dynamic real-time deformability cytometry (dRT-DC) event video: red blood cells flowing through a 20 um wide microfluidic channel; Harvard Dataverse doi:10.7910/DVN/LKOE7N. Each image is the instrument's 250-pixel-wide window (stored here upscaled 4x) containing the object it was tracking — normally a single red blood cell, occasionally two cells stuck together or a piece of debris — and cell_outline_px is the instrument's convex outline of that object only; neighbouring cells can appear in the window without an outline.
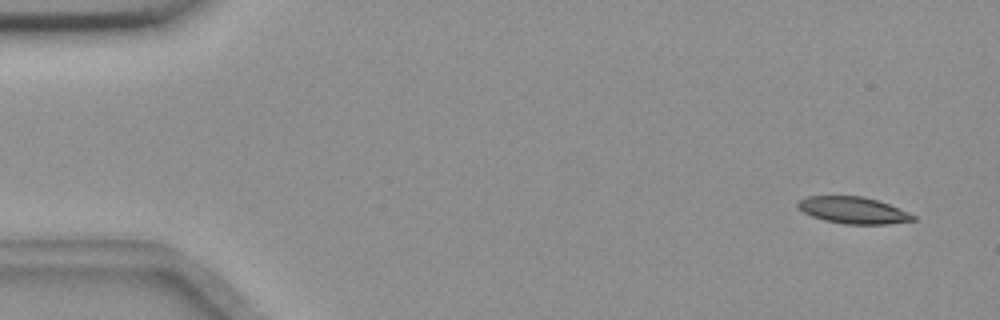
{"species": "common noctule bat (a hibernating species)", "species_latin": "Nyctalus noctula", "temperature_condition": "room temperature", "stored_images_in_passage": 55, "camera_frame_rate_fps": 3000, "um_per_image_px": 0.085, "animal": {"sex": "female", "body_mass_g": 18.4}, "frame": {"image": 1, "passage_image": 3, "time_ms": 0.667, "image_size_px": [1000, 320], "cell_outline_px": [[916, 220], [888, 224], [844, 224], [824, 220], [812, 216], [804, 212], [796, 204], [800, 200], [808, 196], [864, 196], [888, 204], [908, 212], [916, 216]], "centroid_in_image_um": [72.54, 17.87], "position_along_channel_um": 12.5, "area_um2": 17.8}}
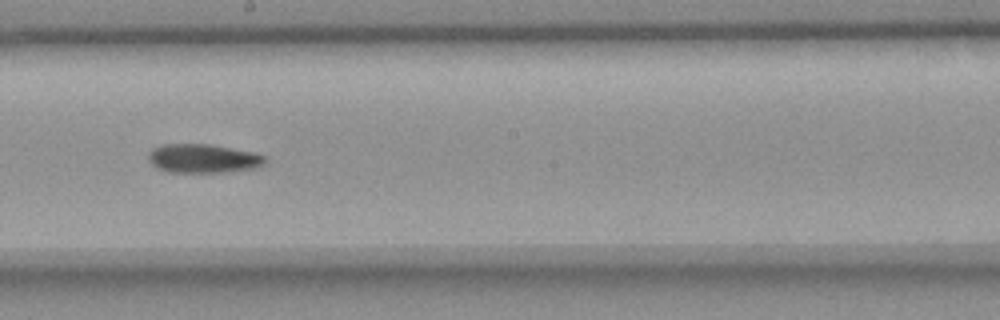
{"frame": {"image": 2, "passage_image": 31, "time_ms": 10.0, "image_size_px": [1000, 320], "cell_outline_px": [[268, 164], [256, 168], [224, 172], [168, 172], [156, 168], [148, 160], [148, 152], [152, 148], [160, 144], [212, 144], [256, 152], [264, 156], [268, 160]], "centroid_in_image_um": [17.3, 13.46], "position_along_channel_um": 230.9, "area_um2": 20.11}}
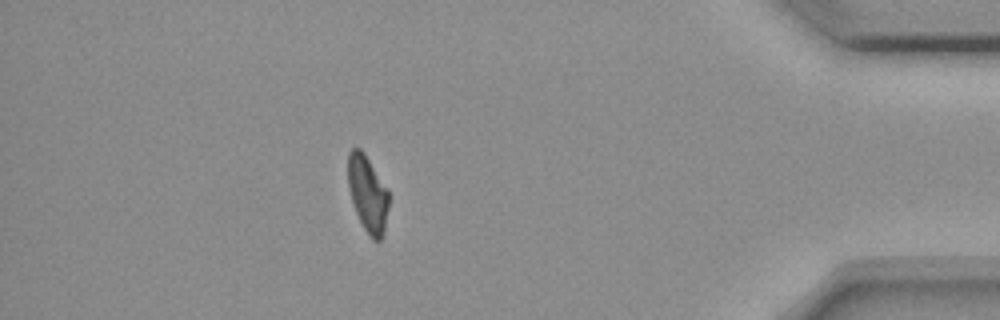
{"frame": {"image": 3, "passage_image": 49, "time_ms": 16.0, "image_size_px": [1000, 320], "cell_outline_px": [[388, 208], [384, 232], [380, 240], [372, 240], [364, 228], [356, 212], [348, 188], [348, 152], [352, 148], [360, 148], [364, 152], [388, 188]], "centroid_in_image_um": [31.25, 16.44], "position_along_channel_um": 403.9, "area_um2": 18.15}}